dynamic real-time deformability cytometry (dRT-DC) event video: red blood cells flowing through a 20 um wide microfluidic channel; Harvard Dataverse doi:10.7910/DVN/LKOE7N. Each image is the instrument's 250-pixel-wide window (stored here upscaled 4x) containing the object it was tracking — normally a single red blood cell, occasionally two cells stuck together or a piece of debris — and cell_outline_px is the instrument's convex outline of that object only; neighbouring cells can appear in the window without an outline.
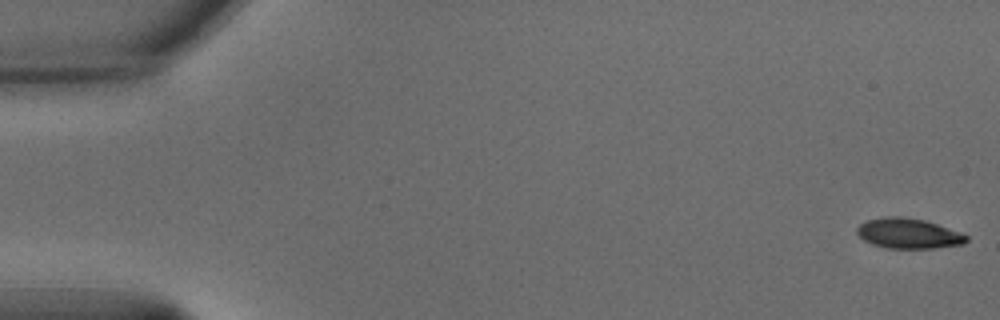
{"species": "common noctule bat (a hibernating species)", "species_latin": "Nyctalus noctula", "temperature_condition": "warm", "stored_images_in_passage": 50, "camera_frame_rate_fps": 3000, "um_per_image_px": 0.085, "animal": {"sex": "male", "body_mass_g": 15.6}, "frame": {"image": 1, "passage_image": 1, "time_ms": 0.0, "image_size_px": [1000, 320], "cell_outline_px": [[968, 240], [964, 244], [932, 248], [888, 248], [872, 244], [864, 240], [856, 232], [856, 228], [860, 224], [868, 220], [884, 216], [900, 216], [924, 220], [960, 232], [968, 236]], "centroid_in_image_um": [77.21, 19.84], "position_along_channel_um": 7.8, "area_um2": 19.13}}
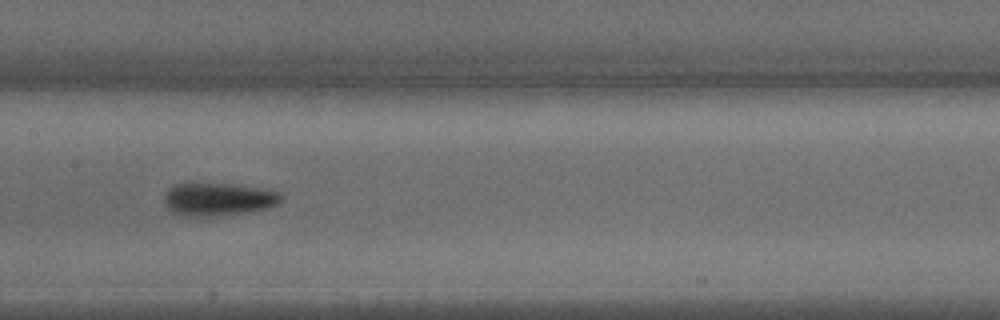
{"frame": {"image": 2, "passage_image": 28, "time_ms": 9.0, "image_size_px": [1000, 320], "cell_outline_px": [[284, 196], [280, 204], [268, 208], [252, 212], [212, 216], [180, 216], [172, 212], [168, 208], [164, 200], [164, 196], [168, 188], [176, 184], [192, 180], [200, 180], [232, 184], [260, 188], [280, 192]], "centroid_in_image_um": [18.54, 16.89], "position_along_channel_um": 188.9, "area_um2": 23.52}}
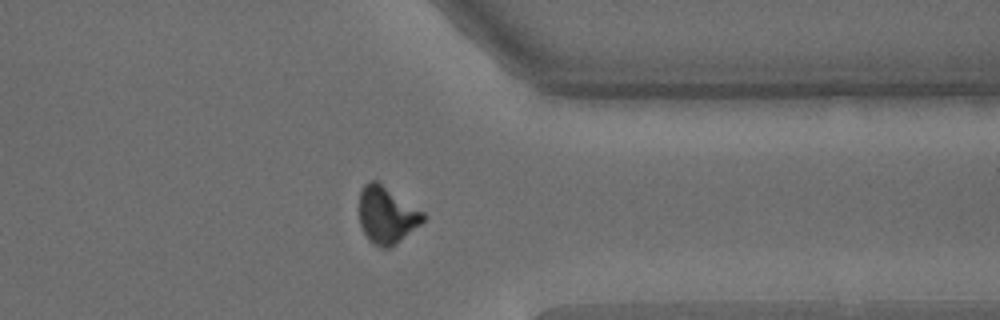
{"frame": {"image": 3, "passage_image": 44, "time_ms": 14.333, "image_size_px": [1000, 320], "cell_outline_px": [[428, 216], [420, 224], [400, 240], [388, 248], [380, 248], [372, 244], [368, 240], [360, 224], [360, 192], [364, 184], [368, 180], [376, 180], [424, 212]], "centroid_in_image_um": [32.86, 18.27], "position_along_channel_um": 378.5, "area_um2": 21.1}}